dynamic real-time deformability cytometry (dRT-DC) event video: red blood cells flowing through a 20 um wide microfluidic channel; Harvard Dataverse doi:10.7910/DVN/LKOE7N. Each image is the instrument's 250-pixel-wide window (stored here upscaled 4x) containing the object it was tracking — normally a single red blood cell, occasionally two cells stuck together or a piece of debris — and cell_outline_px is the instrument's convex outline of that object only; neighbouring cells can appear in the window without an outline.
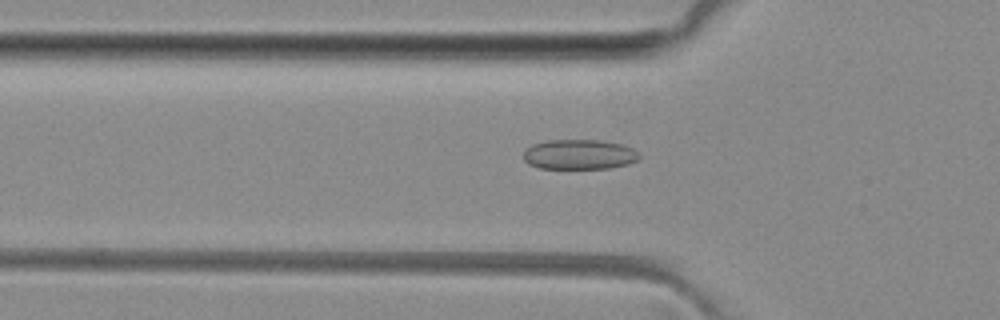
{"species": "common noctule bat (a hibernating species)", "species_latin": "Nyctalus noctula", "temperature_condition": "room temperature", "stored_images_in_passage": 33, "camera_frame_rate_fps": 3000, "um_per_image_px": 0.085, "animal": {"sex": "female", "body_mass_g": 29.2, "forearm_length_mm": 56.3}, "frame": {"image": 1, "passage_image": 2, "time_ms": 0.333, "image_size_px": [1000, 320], "cell_outline_px": [[640, 156], [636, 160], [628, 164], [608, 168], [540, 168], [528, 164], [524, 160], [524, 148], [532, 144], [548, 140], [600, 140], [624, 144], [632, 148]], "centroid_in_image_um": [49.2, 13.12], "position_along_channel_um": 76.6, "area_um2": 20.23}}
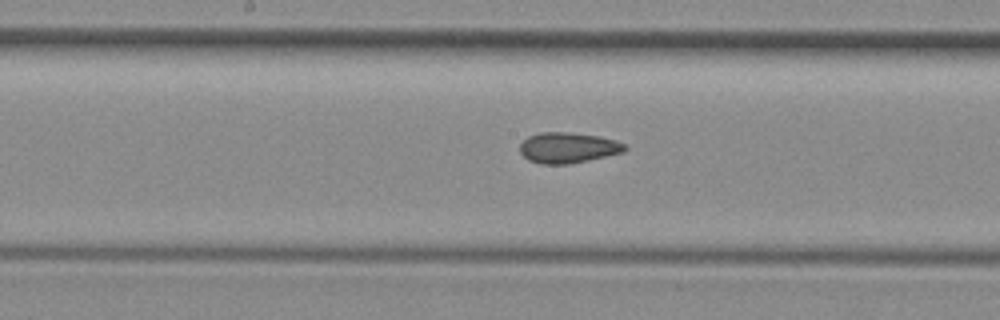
{"frame": {"image": 2, "passage_image": 11, "time_ms": 3.333, "image_size_px": [1000, 320], "cell_outline_px": [[628, 148], [624, 152], [588, 160], [568, 164], [540, 164], [528, 160], [520, 152], [520, 144], [528, 136], [540, 132], [568, 132], [600, 136], [616, 140], [624, 144]], "centroid_in_image_um": [48.28, 12.55], "position_along_channel_um": 199.9, "area_um2": 18.79}}
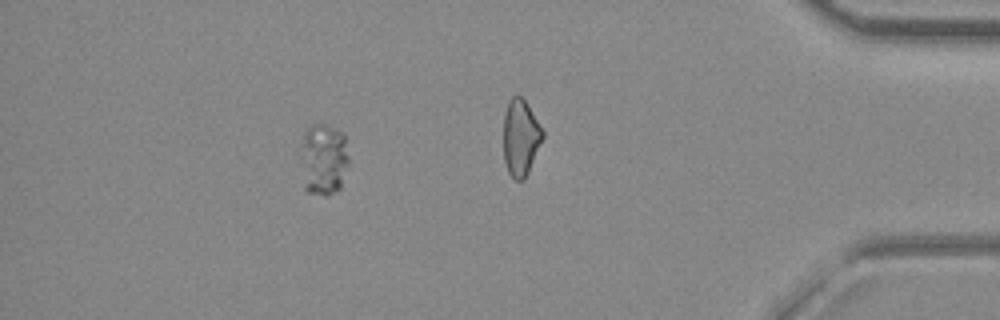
{"frame": {"image": 3, "passage_image": 27, "time_ms": 8.667, "image_size_px": [1000, 320], "cell_outline_px": [[348, 164], [340, 188], [328, 196], [324, 196], [308, 192], [304, 188], [300, 156], [300, 144], [304, 132], [312, 124], [324, 124], [344, 132], [348, 156]], "centroid_in_image_um": [27.48, 13.53], "position_along_channel_um": 407.7, "area_um2": 20.58}, "authors_computed_cell_mechanics": {"area_um2": 18.7272, "velocity_mm_per_s": 4.0841, "shape_relaxation_time_tau1_ms": null, "shape_relaxation_time_tau2_ms": 3.3969, "deformation_change_tau1": null, "deformation_change_tau2": 0.1022}}